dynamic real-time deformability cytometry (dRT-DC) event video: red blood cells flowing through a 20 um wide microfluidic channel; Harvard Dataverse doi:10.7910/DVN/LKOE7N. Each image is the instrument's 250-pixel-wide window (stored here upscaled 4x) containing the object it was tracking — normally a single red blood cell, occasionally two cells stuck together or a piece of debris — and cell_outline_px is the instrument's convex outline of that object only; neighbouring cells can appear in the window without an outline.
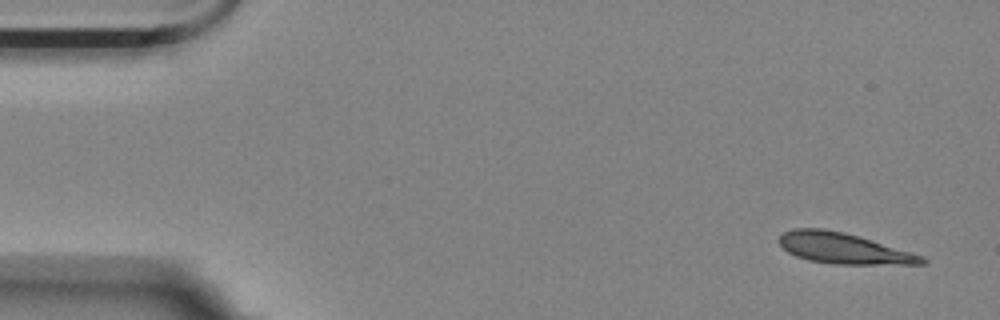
{"species": "Egyptian fruit bat (a non-hibernating species)", "species_latin": "Rousettus aegyptiacus", "temperature_condition": "room temperature", "stored_images_in_passage": 4, "camera_frame_rate_fps": 3000, "um_per_image_px": 0.085, "animal": {"sex": "female"}, "frame": {"image": 1, "passage_image": 1, "time_ms": 0.0, "image_size_px": [1000, 320], "cell_outline_px": [[928, 260], [924, 264], [832, 264], [808, 260], [796, 256], [788, 252], [780, 244], [780, 236], [784, 232], [792, 228], [824, 228], [844, 232], [860, 236], [912, 252], [924, 256]], "centroid_in_image_um": [71.72, 21.1], "position_along_channel_um": 13.3, "area_um2": 25.66}}